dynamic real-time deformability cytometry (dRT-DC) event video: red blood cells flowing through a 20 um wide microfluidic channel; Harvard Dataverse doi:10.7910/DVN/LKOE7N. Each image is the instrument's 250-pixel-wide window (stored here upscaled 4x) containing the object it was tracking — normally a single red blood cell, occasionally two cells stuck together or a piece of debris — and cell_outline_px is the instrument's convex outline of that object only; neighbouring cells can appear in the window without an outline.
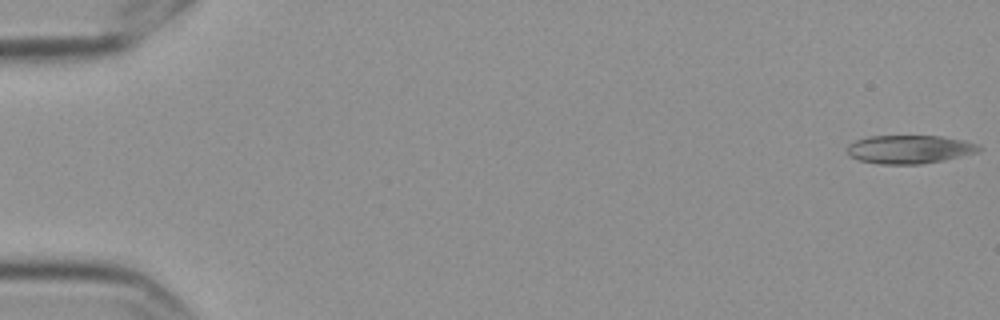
{"species": "Egyptian fruit bat (a non-hibernating species)", "species_latin": "Rousettus aegyptiacus", "temperature_condition": "cold", "stored_images_in_passage": 6, "camera_frame_rate_fps": 3000, "um_per_image_px": 0.085, "frame": {"image": 1, "passage_image": 1, "time_ms": 0.0, "image_size_px": [1000, 320], "cell_outline_px": [[984, 148], [976, 152], [944, 160], [920, 164], [876, 164], [860, 160], [848, 156], [848, 144], [856, 140], [868, 136], [940, 136], [964, 140], [980, 144]], "centroid_in_image_um": [77.31, 12.69], "position_along_channel_um": 7.7, "area_um2": 21.91}}
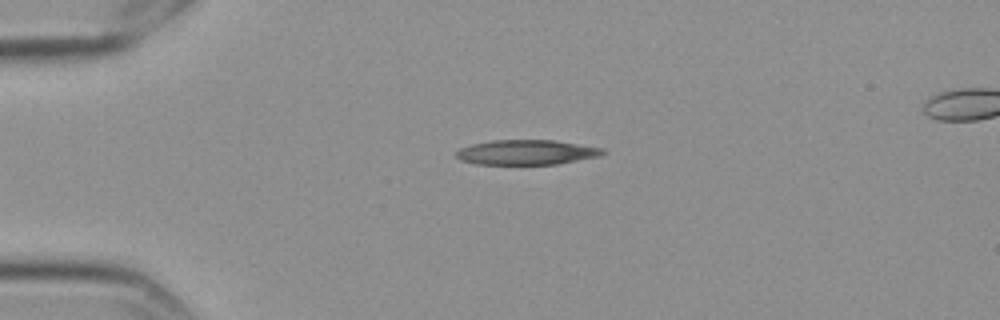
{"frame": {"image": 2, "passage_image": 4, "time_ms": 1.0, "image_size_px": [1000, 320], "cell_outline_px": [[608, 152], [600, 156], [556, 164], [476, 164], [460, 160], [456, 156], [456, 152], [460, 148], [472, 144], [492, 140], [556, 140], [604, 148]], "centroid_in_image_um": [44.79, 12.94], "position_along_channel_um": 40.2, "area_um2": 21.33}}
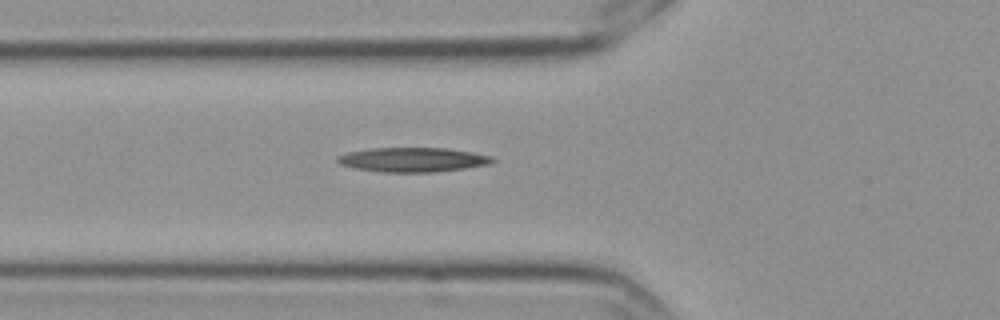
{"frame": {"image": 3, "passage_image": 6, "time_ms": 1.667, "image_size_px": [1000, 320], "cell_outline_px": [[496, 160], [492, 164], [436, 172], [384, 172], [356, 168], [340, 164], [336, 160], [336, 156], [348, 152], [372, 148], [448, 148], [472, 152], [492, 156]], "centroid_in_image_um": [35.12, 13.57], "position_along_channel_um": 90.7, "area_um2": 22.08}}